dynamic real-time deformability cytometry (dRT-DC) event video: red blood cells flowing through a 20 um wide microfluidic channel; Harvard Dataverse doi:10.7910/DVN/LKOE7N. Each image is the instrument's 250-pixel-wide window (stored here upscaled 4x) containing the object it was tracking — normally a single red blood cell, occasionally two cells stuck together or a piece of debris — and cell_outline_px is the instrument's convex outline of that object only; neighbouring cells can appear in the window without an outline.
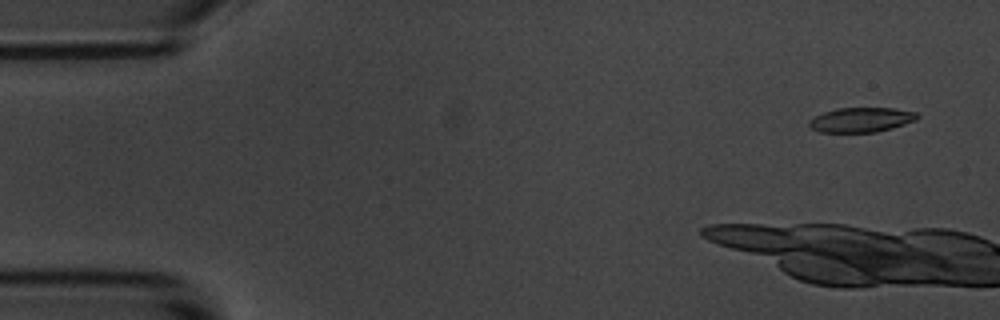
{"species": "common noctule bat (a hibernating species)", "species_latin": "Nyctalus noctula", "temperature_condition": "room temperature", "stored_images_in_passage": 6, "camera_frame_rate_fps": 3000, "um_per_image_px": 0.085, "animal": {"sex": "male", "body_mass_g": 20.1, "forearm_length_mm": 53.5}, "frame": {"image": 1, "passage_image": 1, "time_ms": 0.0, "image_size_px": [1000, 320], "cell_outline_px": [[920, 116], [916, 120], [892, 128], [876, 132], [820, 132], [812, 128], [808, 124], [808, 120], [812, 116], [836, 108], [896, 108], [916, 112]], "centroid_in_image_um": [73.19, 10.17], "position_along_channel_um": 11.8, "area_um2": 15.66}}